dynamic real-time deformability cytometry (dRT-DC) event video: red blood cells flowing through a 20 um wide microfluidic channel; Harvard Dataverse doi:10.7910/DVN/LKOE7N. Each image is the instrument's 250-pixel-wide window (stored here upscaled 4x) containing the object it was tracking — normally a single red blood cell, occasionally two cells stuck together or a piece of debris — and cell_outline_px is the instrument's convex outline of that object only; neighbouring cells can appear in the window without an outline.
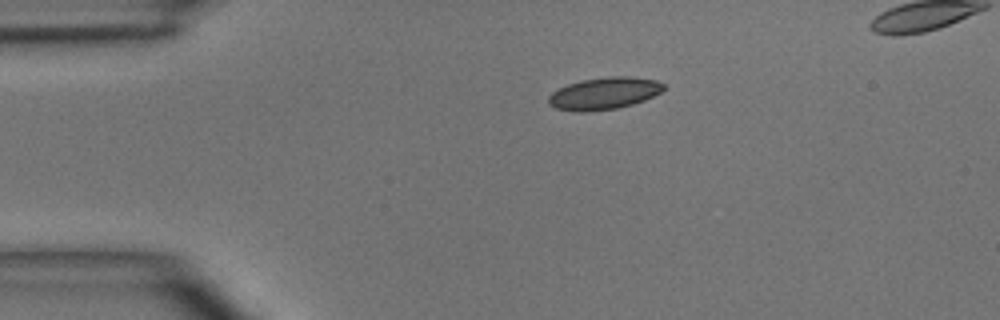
{"species": "common noctule bat (a hibernating species)", "species_latin": "Nyctalus noctula", "temperature_condition": "room temperature", "stored_images_in_passage": 3, "segment_of_instrument_passage": [1, 2], "camera_frame_rate_fps": 3000, "um_per_image_px": 0.085, "animal": {"sex": "male", "body_mass_g": 15.6}, "frame": {"image": 1, "passage_image": 1, "time_ms": 0.0, "image_size_px": [1000, 320], "cell_outline_px": [[664, 88], [660, 92], [644, 100], [632, 104], [616, 108], [584, 112], [576, 112], [556, 108], [548, 104], [548, 96], [552, 92], [568, 84], [580, 80], [608, 76], [628, 76], [656, 80], [664, 84]], "centroid_in_image_um": [51.32, 7.93], "position_along_channel_um": 33.7, "area_um2": 21.44}}